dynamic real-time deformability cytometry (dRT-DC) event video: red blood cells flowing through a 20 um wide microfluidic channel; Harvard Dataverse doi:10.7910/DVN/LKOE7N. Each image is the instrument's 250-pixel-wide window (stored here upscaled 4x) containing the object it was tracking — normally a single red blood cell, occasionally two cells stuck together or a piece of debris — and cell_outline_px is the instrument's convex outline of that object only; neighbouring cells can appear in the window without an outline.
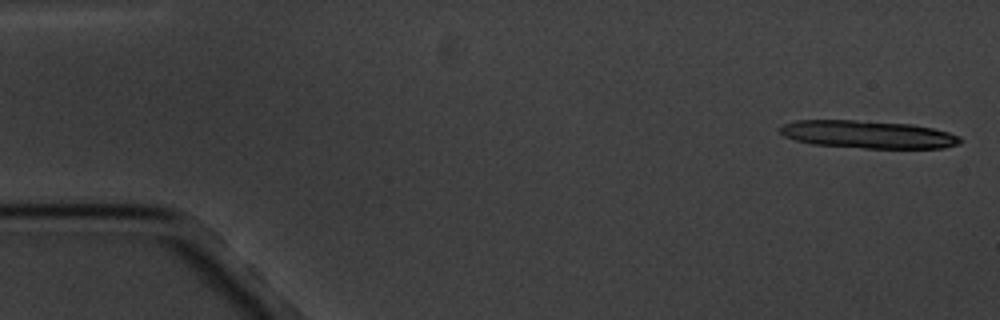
{"species": "common noctule bat (a hibernating species)", "species_latin": "Nyctalus noctula", "temperature_condition": "cold", "stored_images_in_passage": 13, "camera_frame_rate_fps": 3000, "um_per_image_px": 0.085, "animal": {"sex": "male", "body_mass_g": 20.1, "forearm_length_mm": 53.5}, "frame": {"image": 1, "passage_image": 1, "time_ms": 0.0, "image_size_px": [1000, 320], "cell_outline_px": [[964, 140], [960, 144], [944, 148], [864, 148], [812, 144], [796, 140], [784, 136], [780, 132], [780, 128], [784, 124], [796, 120], [856, 120], [912, 124], [932, 128], [948, 132], [960, 136]], "centroid_in_image_um": [73.82, 11.43], "position_along_channel_um": 11.2, "area_um2": 29.19}}
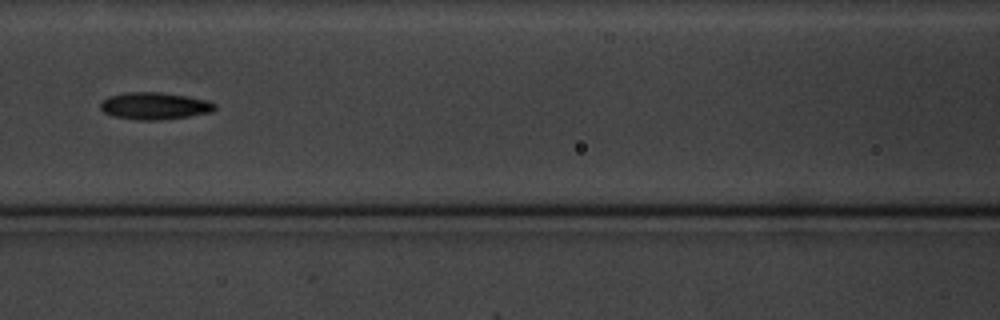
{"frame": {"image": 2, "passage_image": 8, "time_ms": 8.0, "image_size_px": [1000, 320], "cell_outline_px": [[216, 108], [212, 112], [188, 116], [156, 120], [136, 120], [112, 116], [104, 112], [100, 108], [100, 100], [108, 96], [124, 92], [160, 92], [188, 96], [208, 100], [216, 104]], "centroid_in_image_um": [13.11, 8.99], "position_along_channel_um": 153.5, "area_um2": 18.26}}
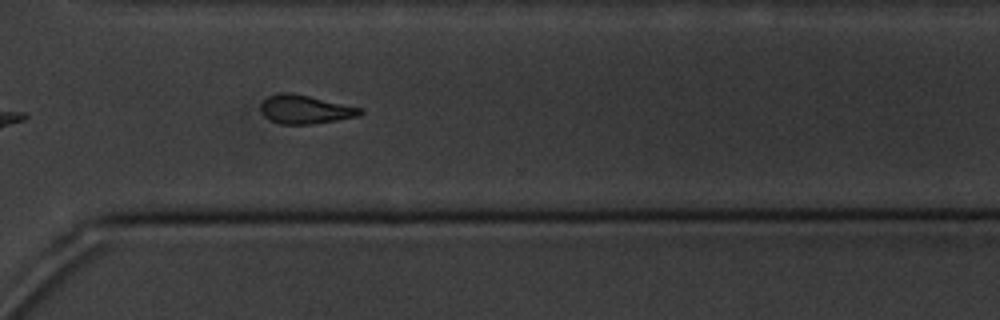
{"frame": {"image": 3, "passage_image": 13, "time_ms": 13.667, "image_size_px": [1000, 320], "cell_outline_px": [[364, 112], [360, 116], [312, 124], [280, 124], [264, 116], [260, 108], [260, 104], [268, 96], [280, 92], [288, 92], [308, 96], [364, 108]], "centroid_in_image_um": [25.96, 9.3], "position_along_channel_um": 344.6, "area_um2": 16.59}}